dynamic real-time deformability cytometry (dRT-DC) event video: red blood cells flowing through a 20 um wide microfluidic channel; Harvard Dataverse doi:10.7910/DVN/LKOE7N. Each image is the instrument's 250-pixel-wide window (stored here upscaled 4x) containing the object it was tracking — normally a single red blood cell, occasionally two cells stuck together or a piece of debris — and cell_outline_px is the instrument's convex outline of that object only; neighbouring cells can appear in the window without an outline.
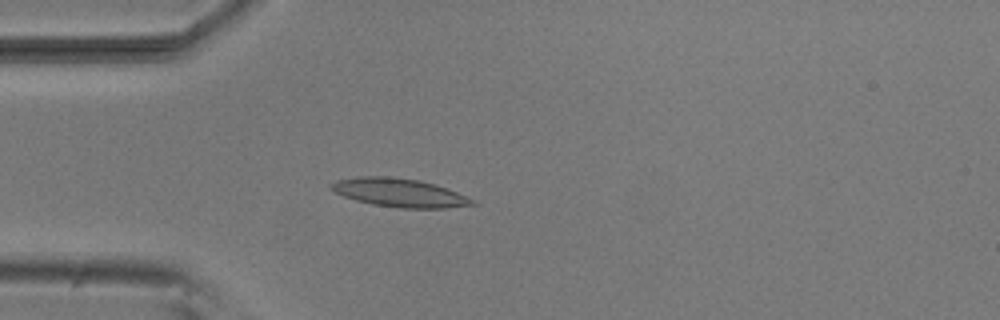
{"species": "common noctule bat (a hibernating species)", "species_latin": "Nyctalus noctula", "temperature_condition": "room temperature", "stored_images_in_passage": 18, "camera_frame_rate_fps": 3000, "um_per_image_px": 0.085, "animal": {"sex": "male", "body_mass_g": 20.5, "forearm_length_mm": 52.5}, "frame": {"image": 1, "passage_image": 7, "time_ms": 2.0, "image_size_px": [1000, 320], "cell_outline_px": [[480, 204], [444, 208], [400, 208], [372, 204], [356, 200], [344, 196], [328, 188], [328, 184], [336, 180], [360, 176], [388, 176], [420, 180], [436, 184], [448, 188], [476, 200]], "centroid_in_image_um": [33.98, 16.37], "position_along_channel_um": 51.0, "area_um2": 23.7}}
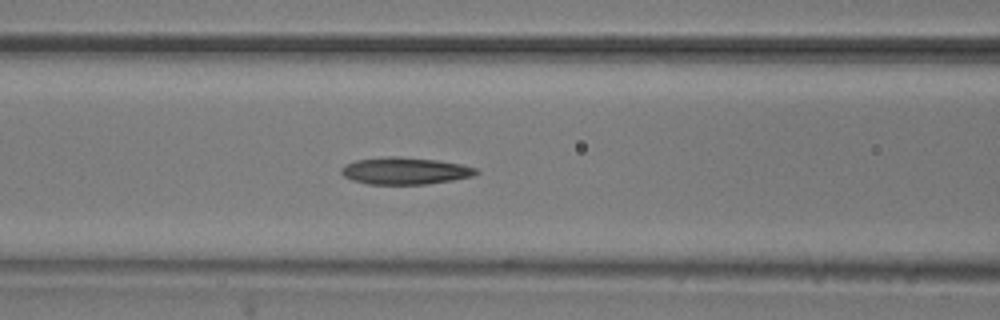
{"frame": {"image": 2, "passage_image": 14, "time_ms": 4.333, "image_size_px": [1000, 320], "cell_outline_px": [[480, 172], [472, 176], [452, 180], [424, 184], [368, 184], [352, 180], [344, 176], [340, 172], [340, 168], [344, 164], [356, 160], [388, 156], [400, 156], [436, 160], [460, 164], [476, 168]], "centroid_in_image_um": [34.38, 14.51], "position_along_channel_um": 132.2, "area_um2": 21.21}}
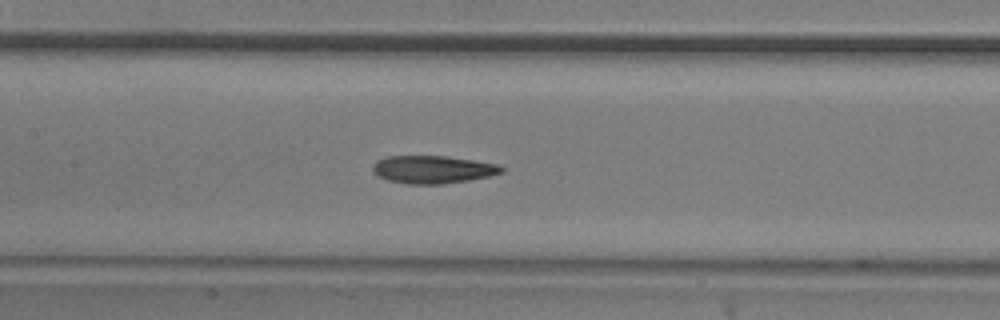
{"frame": {"image": 3, "passage_image": 17, "time_ms": 5.333, "image_size_px": [1000, 320], "cell_outline_px": [[504, 172], [488, 176], [468, 180], [444, 184], [404, 184], [388, 180], [376, 176], [372, 172], [372, 168], [376, 160], [388, 156], [444, 156], [472, 160], [496, 164], [504, 168]], "centroid_in_image_um": [36.73, 14.41], "position_along_channel_um": 170.7, "area_um2": 20.87}}